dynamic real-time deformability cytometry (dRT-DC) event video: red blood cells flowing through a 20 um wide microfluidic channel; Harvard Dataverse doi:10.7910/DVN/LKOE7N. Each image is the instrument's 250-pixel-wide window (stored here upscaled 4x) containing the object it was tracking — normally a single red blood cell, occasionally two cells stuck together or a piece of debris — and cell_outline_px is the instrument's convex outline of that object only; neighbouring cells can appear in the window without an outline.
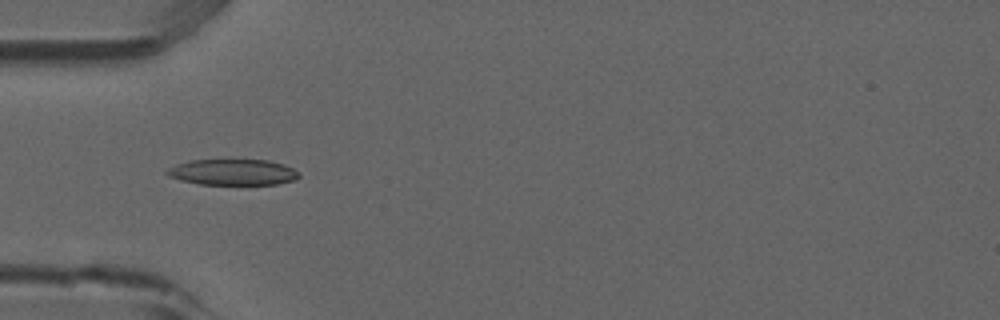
{"species": "common noctule bat (a hibernating species)", "species_latin": "Nyctalus noctula", "temperature_condition": "room temperature", "stored_images_in_passage": 4, "camera_frame_rate_fps": 3000, "um_per_image_px": 0.085, "animal": {"sex": "male", "forearm_length_mm": 52.5}, "frame": {"image": 1, "passage_image": 4, "time_ms": 1.0, "image_size_px": [1000, 320], "cell_outline_px": [[300, 176], [296, 180], [276, 184], [200, 184], [180, 180], [168, 176], [164, 172], [168, 168], [176, 164], [192, 160], [268, 160], [284, 164], [300, 172]], "centroid_in_image_um": [19.8, 14.63], "position_along_channel_um": 65.2, "area_um2": 20.0}}